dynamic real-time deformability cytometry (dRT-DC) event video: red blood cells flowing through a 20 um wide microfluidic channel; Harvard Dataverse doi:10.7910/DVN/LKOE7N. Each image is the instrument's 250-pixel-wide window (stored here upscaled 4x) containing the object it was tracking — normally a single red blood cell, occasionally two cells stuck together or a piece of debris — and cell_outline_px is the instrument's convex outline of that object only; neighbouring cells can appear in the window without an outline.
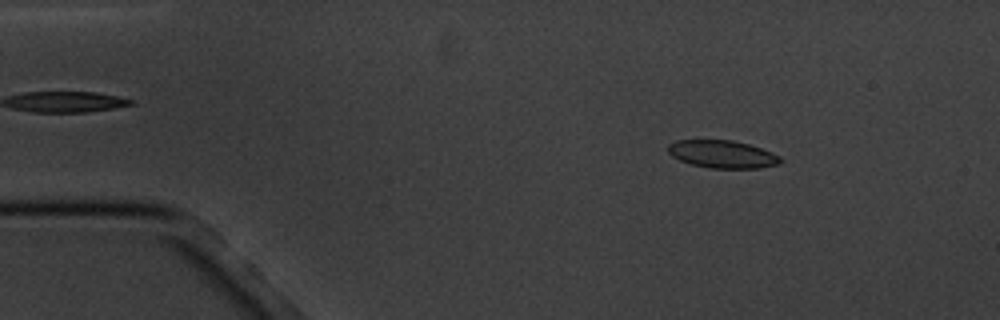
{"species": "common noctule bat (a hibernating species)", "species_latin": "Nyctalus noctula", "temperature_condition": "cold", "stored_images_in_passage": 4, "camera_frame_rate_fps": 3000, "um_per_image_px": 0.085, "animal": {"sex": "male", "body_mass_g": 20.1, "forearm_length_mm": 53.5}, "frame": {"image": 1, "passage_image": 2, "time_ms": 2.0, "image_size_px": [1000, 320], "cell_outline_px": [[780, 164], [760, 168], [708, 168], [692, 164], [680, 160], [672, 156], [668, 152], [668, 144], [676, 140], [732, 140], [748, 144], [772, 152], [780, 156]], "centroid_in_image_um": [61.39, 13.11], "position_along_channel_um": 23.6, "area_um2": 18.09}}